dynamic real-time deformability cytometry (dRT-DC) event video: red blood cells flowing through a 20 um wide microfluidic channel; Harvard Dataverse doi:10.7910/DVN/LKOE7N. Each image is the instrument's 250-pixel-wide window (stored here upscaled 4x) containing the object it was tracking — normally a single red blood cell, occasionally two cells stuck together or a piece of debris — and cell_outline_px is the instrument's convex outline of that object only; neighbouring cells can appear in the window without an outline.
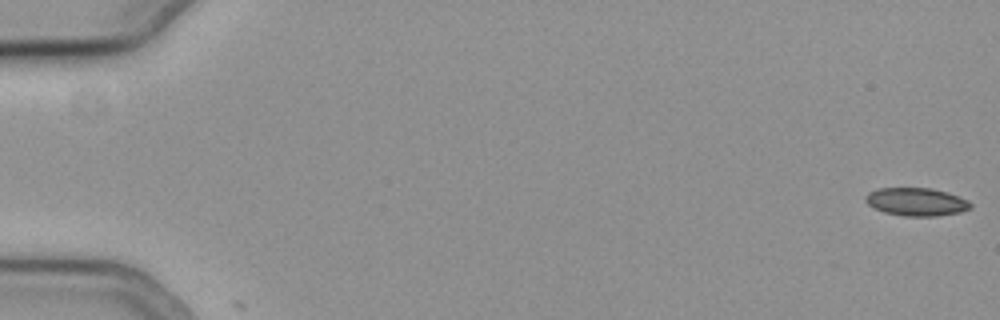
{"species": "common noctule bat (a hibernating species)", "species_latin": "Nyctalus noctula", "temperature_condition": "cold", "stored_images_in_passage": 2, "camera_frame_rate_fps": 3000, "um_per_image_px": 0.085, "animal": {"sex": "female", "body_mass_g": 19.3, "forearm_length_mm": 54.1}, "frame": {"image": 1, "passage_image": 1, "time_ms": 0.0, "image_size_px": [1000, 320], "cell_outline_px": [[972, 208], [960, 212], [936, 216], [904, 216], [884, 212], [868, 204], [864, 200], [864, 196], [868, 192], [876, 188], [932, 188], [948, 192], [960, 196], [968, 200], [972, 204]], "centroid_in_image_um": [77.9, 17.14], "position_along_channel_um": 7.1, "area_um2": 17.34}}